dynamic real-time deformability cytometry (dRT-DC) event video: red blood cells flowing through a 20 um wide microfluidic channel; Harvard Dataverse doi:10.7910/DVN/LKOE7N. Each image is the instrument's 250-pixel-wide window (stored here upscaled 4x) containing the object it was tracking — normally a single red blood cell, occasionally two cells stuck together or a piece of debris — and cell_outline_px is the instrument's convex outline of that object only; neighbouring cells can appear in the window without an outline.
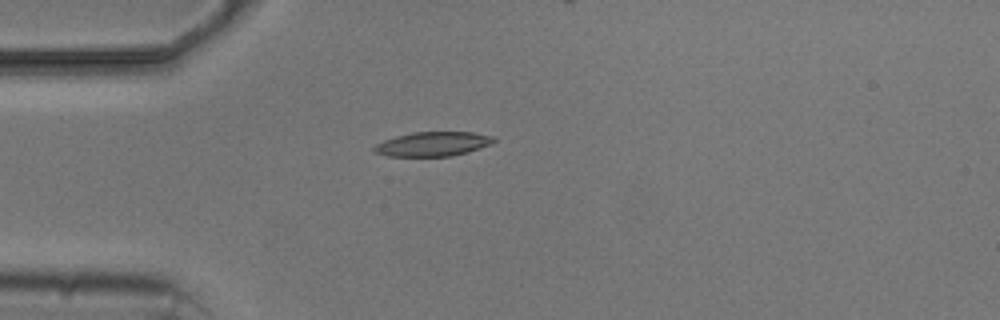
{"species": "common noctule bat (a hibernating species)", "species_latin": "Nyctalus noctula", "temperature_condition": "cold", "stored_images_in_passage": 7, "camera_frame_rate_fps": 3000, "um_per_image_px": 0.085, "animal": {"sex": "male", "body_mass_g": 20.5, "forearm_length_mm": 52.5}, "frame": {"image": 1, "passage_image": 5, "time_ms": 4.667, "image_size_px": [1000, 320], "cell_outline_px": [[496, 140], [492, 144], [468, 152], [452, 156], [388, 156], [372, 152], [372, 148], [376, 144], [384, 140], [396, 136], [412, 132], [472, 132], [496, 136]], "centroid_in_image_um": [36.81, 12.24], "position_along_channel_um": 48.2, "area_um2": 17.17}}